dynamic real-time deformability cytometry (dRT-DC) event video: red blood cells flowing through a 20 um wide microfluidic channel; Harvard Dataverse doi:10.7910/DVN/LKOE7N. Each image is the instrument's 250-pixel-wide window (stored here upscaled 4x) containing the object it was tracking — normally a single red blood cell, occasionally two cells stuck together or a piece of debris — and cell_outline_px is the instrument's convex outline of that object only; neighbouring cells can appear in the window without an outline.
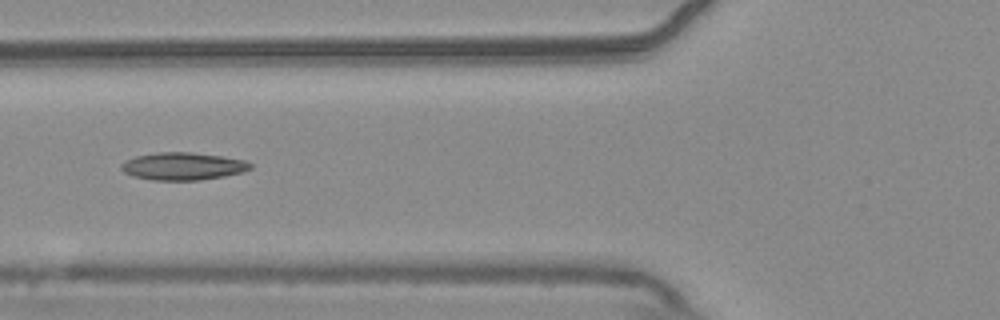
{"species": "common noctule bat (a hibernating species)", "species_latin": "Nyctalus noctula", "temperature_condition": "warm", "stored_images_in_passage": 10, "camera_frame_rate_fps": 3000, "um_per_image_px": 0.085, "animal": {"sex": "male", "body_mass_g": 20.4}, "frame": {"image": 1, "passage_image": 7, "time_ms": 2.0, "image_size_px": [1000, 320], "cell_outline_px": [[252, 168], [244, 172], [224, 176], [200, 180], [152, 180], [136, 176], [124, 172], [120, 168], [120, 164], [136, 156], [156, 152], [192, 152], [220, 156], [244, 160], [252, 164]], "centroid_in_image_um": [15.57, 14.13], "position_along_channel_um": 110.2, "area_um2": 20.63}}